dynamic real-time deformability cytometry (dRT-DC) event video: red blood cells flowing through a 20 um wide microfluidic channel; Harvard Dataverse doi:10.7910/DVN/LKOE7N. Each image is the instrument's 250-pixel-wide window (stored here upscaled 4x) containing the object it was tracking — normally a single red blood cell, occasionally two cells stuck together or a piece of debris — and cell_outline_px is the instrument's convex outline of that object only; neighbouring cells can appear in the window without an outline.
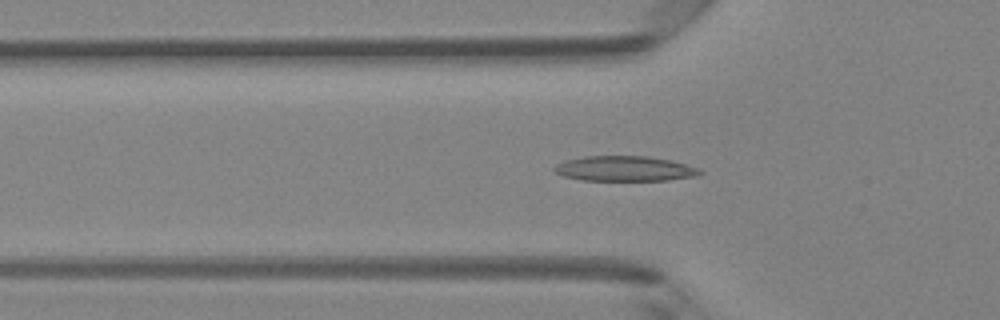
{"species": "Egyptian fruit bat (a non-hibernating species)", "species_latin": "Rousettus aegyptiacus", "temperature_condition": "room temperature", "stored_images_in_passage": 46, "camera_frame_rate_fps": 3000, "um_per_image_px": 0.085, "animal": {"sex": "female"}, "frame": {"image": 1, "passage_image": 16, "time_ms": 5.0, "image_size_px": [1000, 320], "cell_outline_px": [[704, 172], [700, 176], [668, 180], [580, 180], [564, 176], [556, 172], [552, 168], [556, 164], [564, 160], [584, 156], [648, 156], [668, 160], [700, 168]], "centroid_in_image_um": [53.11, 14.33], "position_along_channel_um": 72.7, "area_um2": 21.39}}
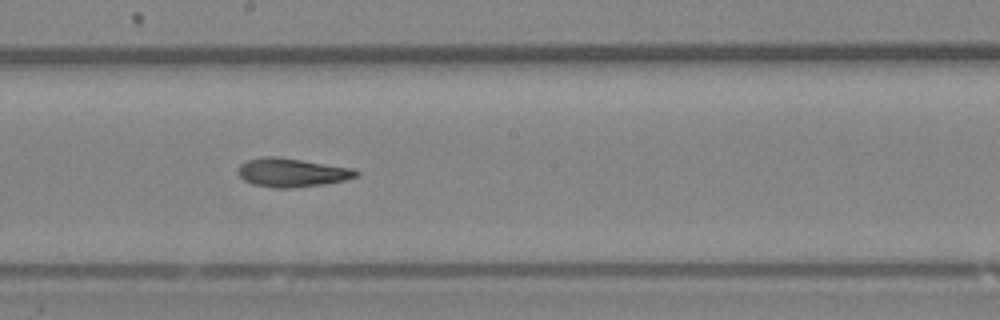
{"frame": {"image": 2, "passage_image": 27, "time_ms": 8.667, "image_size_px": [1000, 320], "cell_outline_px": [[360, 176], [344, 180], [324, 184], [292, 188], [276, 188], [252, 184], [244, 180], [236, 172], [240, 164], [248, 160], [264, 156], [276, 156], [352, 168], [360, 172]], "centroid_in_image_um": [24.8, 14.67], "position_along_channel_um": 223.4, "area_um2": 19.77}}
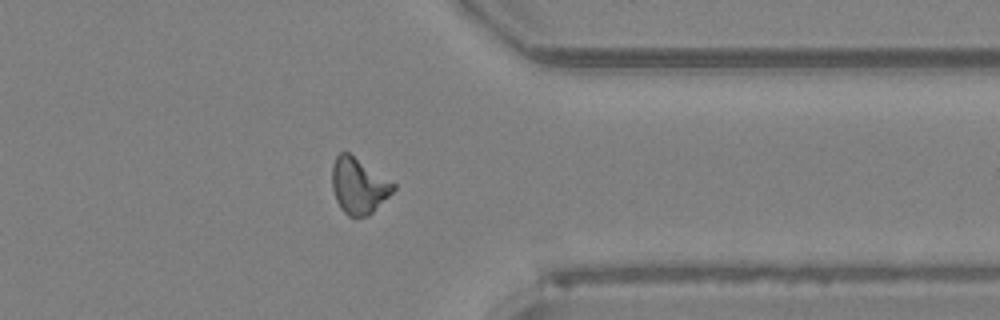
{"frame": {"image": 3, "passage_image": 39, "time_ms": 12.667, "image_size_px": [1000, 320], "cell_outline_px": [[396, 188], [368, 216], [348, 216], [340, 208], [336, 200], [332, 188], [332, 164], [336, 156], [340, 152], [348, 152], [396, 184]], "centroid_in_image_um": [30.46, 15.78], "position_along_channel_um": 380.9, "area_um2": 19.71}}